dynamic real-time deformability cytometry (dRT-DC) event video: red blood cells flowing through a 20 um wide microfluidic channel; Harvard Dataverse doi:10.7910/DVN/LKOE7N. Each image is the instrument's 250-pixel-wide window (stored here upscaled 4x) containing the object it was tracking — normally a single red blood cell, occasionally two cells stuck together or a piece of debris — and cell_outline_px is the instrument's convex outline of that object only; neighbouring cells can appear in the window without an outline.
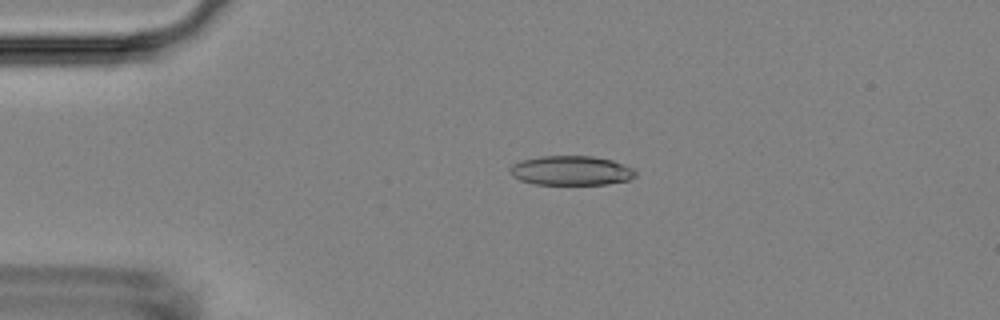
{"species": "Egyptian fruit bat (a non-hibernating species)", "species_latin": "Rousettus aegyptiacus", "temperature_condition": "room temperature", "stored_images_in_passage": 54, "camera_frame_rate_fps": 3000, "um_per_image_px": 0.085, "animal": {"sex": "female"}, "frame": {"image": 1, "passage_image": 12, "time_ms": 3.667, "image_size_px": [1000, 320], "cell_outline_px": [[636, 176], [628, 180], [608, 184], [536, 184], [520, 180], [512, 176], [508, 172], [508, 168], [512, 164], [524, 160], [540, 156], [592, 156], [612, 160], [624, 164], [632, 168], [636, 172]], "centroid_in_image_um": [48.53, 14.5], "position_along_channel_um": 36.5, "area_um2": 21.56}}
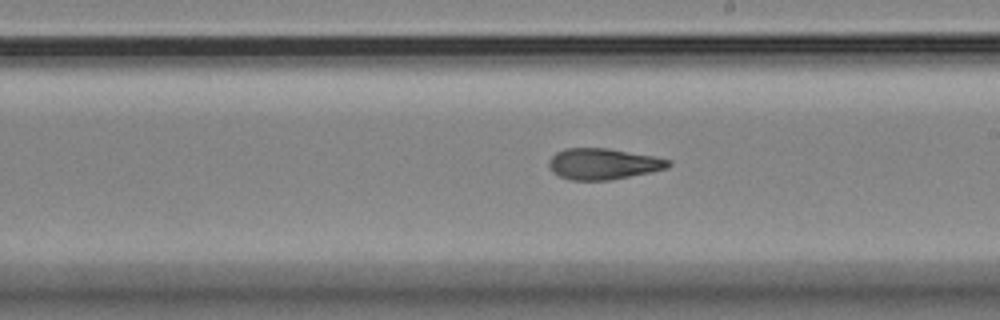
{"frame": {"image": 2, "passage_image": 31, "time_ms": 10.0, "image_size_px": [1000, 320], "cell_outline_px": [[672, 164], [668, 168], [608, 180], [568, 180], [552, 172], [548, 164], [548, 160], [556, 152], [564, 148], [608, 148], [652, 156], [672, 160]], "centroid_in_image_um": [51.24, 13.92], "position_along_channel_um": 237.8, "area_um2": 21.56}}
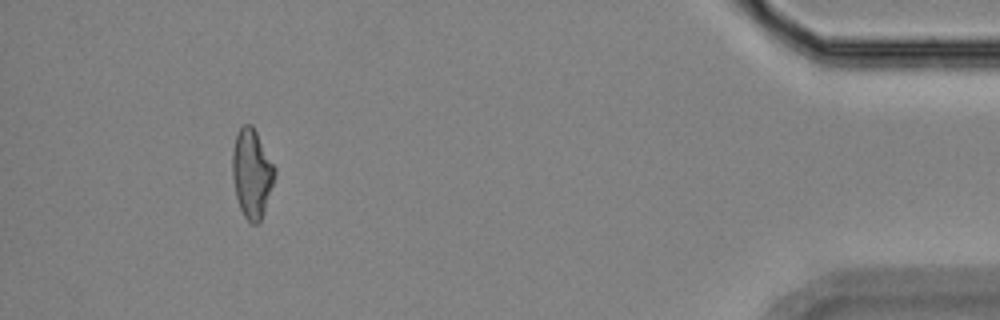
{"frame": {"image": 3, "passage_image": 50, "time_ms": 16.333, "image_size_px": [1000, 320], "cell_outline_px": [[276, 176], [260, 224], [252, 224], [244, 216], [240, 208], [236, 196], [232, 176], [232, 152], [236, 132], [244, 124], [252, 124], [276, 168]], "centroid_in_image_um": [21.41, 14.74], "position_along_channel_um": 413.8, "area_um2": 22.14}, "authors_computed_cell_mechanics": {"area_um2": 22.0796, "velocity_mm_per_s": 3.7222, "shape_relaxation_time_tau1_ms": null, "shape_relaxation_time_tau2_ms": 3.3329, "deformation_change_tau1": null, "deformation_change_tau2": 0.1138}}